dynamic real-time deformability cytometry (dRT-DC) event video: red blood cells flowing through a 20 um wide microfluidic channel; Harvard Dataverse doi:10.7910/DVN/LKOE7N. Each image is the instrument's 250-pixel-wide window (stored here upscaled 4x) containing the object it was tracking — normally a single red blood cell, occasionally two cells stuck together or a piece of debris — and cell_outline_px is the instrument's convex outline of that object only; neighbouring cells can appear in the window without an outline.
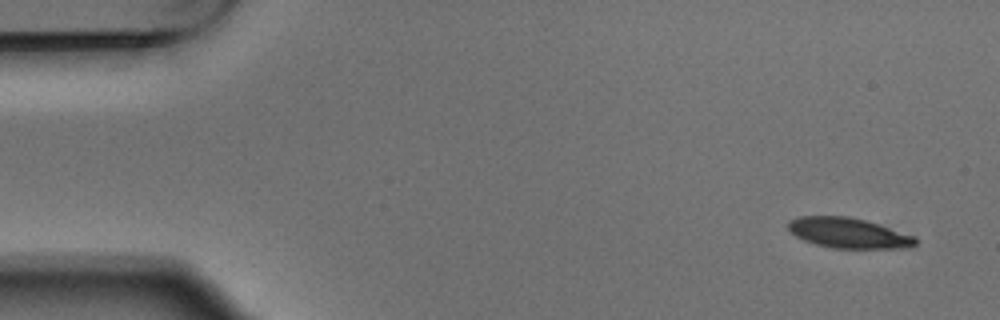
{"species": "Egyptian fruit bat (a non-hibernating species)", "species_latin": "Rousettus aegyptiacus", "temperature_condition": "warm", "stored_images_in_passage": 4, "camera_frame_rate_fps": 3000, "um_per_image_px": 0.085, "animal": {"sex": "male"}, "frame": {"image": 1, "passage_image": 1, "time_ms": 0.0, "image_size_px": [1000, 320], "cell_outline_px": [[916, 244], [912, 248], [832, 248], [816, 244], [804, 240], [796, 236], [788, 228], [788, 220], [800, 216], [848, 216], [864, 220], [916, 236]], "centroid_in_image_um": [72.13, 19.81], "position_along_channel_um": 12.9, "area_um2": 22.37}}
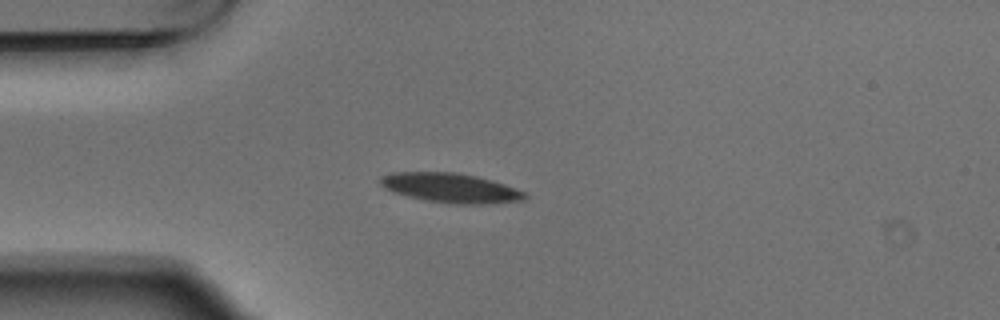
{"frame": {"image": 2, "passage_image": 4, "time_ms": 1.0, "image_size_px": [1000, 320], "cell_outline_px": [[528, 200], [488, 204], [448, 204], [424, 200], [392, 192], [384, 188], [380, 184], [380, 176], [392, 172], [456, 172], [476, 176], [492, 180], [528, 192]], "centroid_in_image_um": [38.34, 15.98], "position_along_channel_um": 46.7, "area_um2": 25.32}}